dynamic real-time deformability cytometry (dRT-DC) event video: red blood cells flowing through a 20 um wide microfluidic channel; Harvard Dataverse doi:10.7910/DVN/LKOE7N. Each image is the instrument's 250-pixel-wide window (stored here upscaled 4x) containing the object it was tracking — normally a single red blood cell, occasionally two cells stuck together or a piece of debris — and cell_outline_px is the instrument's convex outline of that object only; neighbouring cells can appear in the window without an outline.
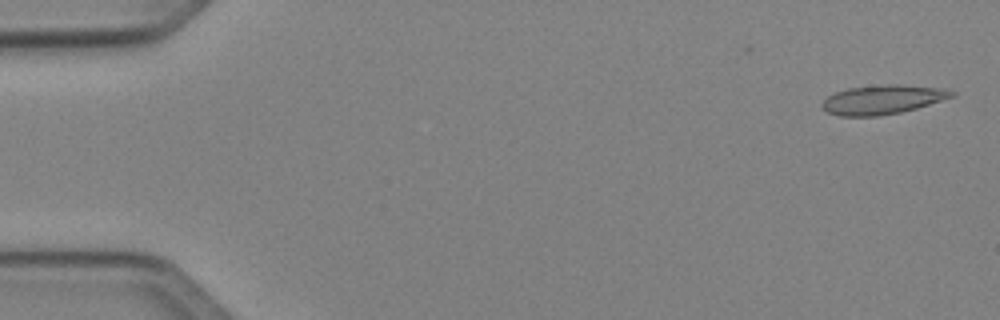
{"species": "Egyptian fruit bat (a non-hibernating species)", "species_latin": "Rousettus aegyptiacus", "temperature_condition": "cold", "stored_images_in_passage": 5, "camera_frame_rate_fps": 3000, "um_per_image_px": 0.085, "animal": {"sex": "female"}, "frame": {"image": 1, "passage_image": 1, "time_ms": 0.0, "image_size_px": [1000, 320], "cell_outline_px": [[956, 96], [916, 108], [900, 112], [876, 116], [840, 116], [828, 112], [820, 108], [820, 104], [828, 96], [836, 92], [848, 88], [888, 84], [896, 84], [944, 88], [956, 92]], "centroid_in_image_um": [75.02, 8.46], "position_along_channel_um": 10.0, "area_um2": 22.02}}